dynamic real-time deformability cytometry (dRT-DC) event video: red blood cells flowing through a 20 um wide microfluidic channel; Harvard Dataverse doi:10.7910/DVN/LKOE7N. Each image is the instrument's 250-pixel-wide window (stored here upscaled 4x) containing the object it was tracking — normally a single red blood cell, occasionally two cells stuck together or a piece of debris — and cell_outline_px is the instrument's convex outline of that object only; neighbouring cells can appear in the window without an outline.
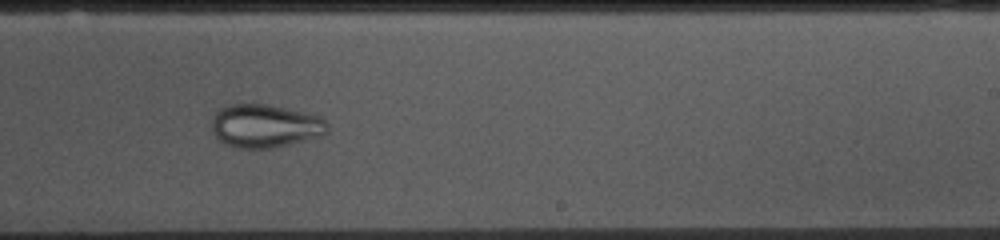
{"species": "common noctule bat (a hibernating species)", "species_latin": "Nyctalus noctula", "temperature_condition": "cold", "stored_images_in_passage": 46, "camera_frame_rate_fps": 3000, "um_per_image_px": 0.085, "animal": {"sex": "female", "body_mass_g": 10.0, "forearm_length_mm": 53.1}, "frame": {"image": 1, "passage_image": 27, "time_ms": 8.667, "image_size_px": [1000, 240], "cell_outline_px": [[328, 132], [324, 136], [272, 148], [236, 148], [224, 144], [212, 132], [212, 116], [220, 108], [232, 104], [268, 104], [304, 112], [320, 116], [328, 124]], "centroid_in_image_um": [22.54, 10.71], "position_along_channel_um": 266.5, "area_um2": 29.42}}
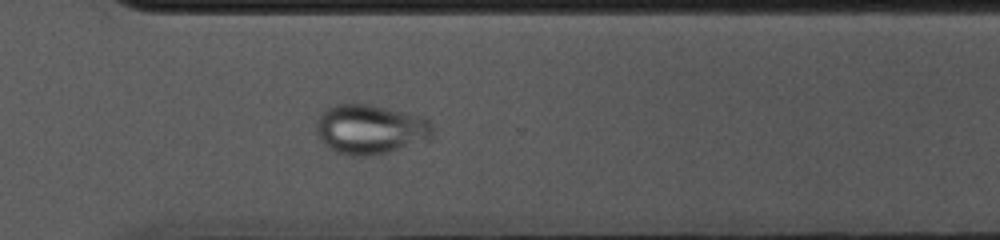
{"frame": {"image": 2, "passage_image": 33, "time_ms": 10.667, "image_size_px": [1000, 240], "cell_outline_px": [[432, 136], [388, 152], [368, 156], [352, 156], [336, 152], [328, 148], [320, 140], [316, 132], [316, 124], [320, 116], [328, 108], [336, 104], [352, 100], [372, 104], [424, 116], [432, 120]], "centroid_in_image_um": [31.43, 10.94], "position_along_channel_um": 339.2, "area_um2": 34.04}}